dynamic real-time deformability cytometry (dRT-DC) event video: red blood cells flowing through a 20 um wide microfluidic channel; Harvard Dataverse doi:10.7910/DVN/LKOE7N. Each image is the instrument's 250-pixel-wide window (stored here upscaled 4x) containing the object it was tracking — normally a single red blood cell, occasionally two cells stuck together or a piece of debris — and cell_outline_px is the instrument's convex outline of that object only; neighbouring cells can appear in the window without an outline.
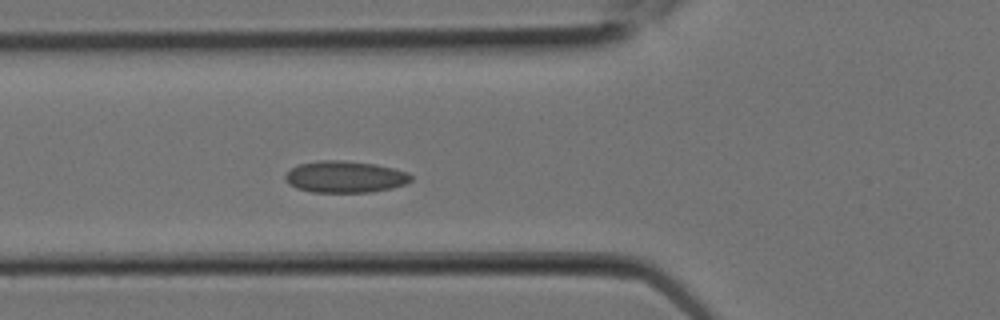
{"species": "Egyptian fruit bat (a non-hibernating species)", "species_latin": "Rousettus aegyptiacus", "temperature_condition": "room temperature", "stored_images_in_passage": 7, "camera_frame_rate_fps": 3000, "um_per_image_px": 0.085, "animal": {"sex": "female"}, "frame": {"image": 1, "passage_image": 7, "time_ms": 2.0, "image_size_px": [1000, 320], "cell_outline_px": [[412, 180], [404, 184], [392, 188], [372, 192], [312, 192], [296, 188], [288, 184], [284, 180], [284, 176], [292, 168], [300, 164], [316, 160], [344, 160], [376, 164], [408, 172], [412, 176]], "centroid_in_image_um": [29.31, 15.03], "position_along_channel_um": 96.5, "area_um2": 23.35}}